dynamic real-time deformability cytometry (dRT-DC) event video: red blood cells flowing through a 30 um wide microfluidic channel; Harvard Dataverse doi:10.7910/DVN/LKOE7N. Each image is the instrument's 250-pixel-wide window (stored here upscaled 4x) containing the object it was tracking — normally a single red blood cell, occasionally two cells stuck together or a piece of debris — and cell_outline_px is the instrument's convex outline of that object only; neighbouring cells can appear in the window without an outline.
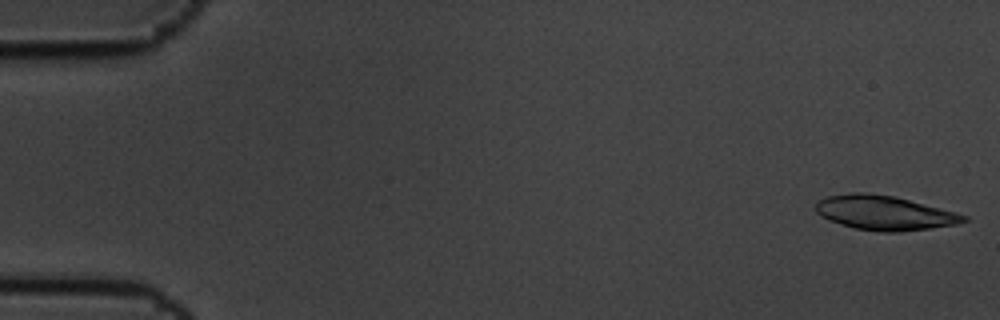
{"species": "common noctule bat (a hibernating species)", "species_latin": "Nyctalus noctula", "temperature_condition": "cold", "stored_images_in_passage": 7, "camera_frame_rate_fps": 3000, "um_per_image_px": 0.085, "animal": {"sex": "male", "body_mass_g": 19.5, "forearm_length_mm": 54.6}, "frame": {"image": 1, "passage_image": 1, "time_ms": 0.0, "image_size_px": [1000, 320], "cell_outline_px": [[968, 220], [956, 224], [900, 232], [880, 232], [856, 228], [828, 220], [820, 216], [816, 212], [816, 204], [820, 200], [828, 196], [848, 192], [868, 192], [896, 196], [956, 212], [968, 216]], "centroid_in_image_um": [75.17, 18.08], "position_along_channel_um": 9.8, "area_um2": 29.71}}